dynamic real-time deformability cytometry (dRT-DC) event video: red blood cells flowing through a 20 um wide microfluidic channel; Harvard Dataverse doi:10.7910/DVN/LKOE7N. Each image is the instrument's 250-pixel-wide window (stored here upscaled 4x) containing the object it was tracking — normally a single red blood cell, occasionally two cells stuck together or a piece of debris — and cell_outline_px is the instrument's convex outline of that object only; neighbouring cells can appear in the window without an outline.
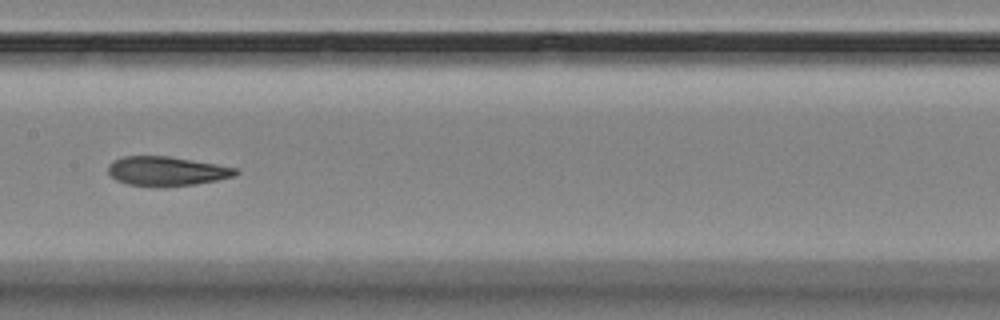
{"species": "Egyptian fruit bat (a non-hibernating species)", "species_latin": "Rousettus aegyptiacus", "temperature_condition": "room temperature", "stored_images_in_passage": 10, "camera_frame_rate_fps": 3000, "um_per_image_px": 0.085, "animal": {"sex": "female"}, "frame": {"image": 1, "passage_image": 7, "time_ms": 6.667, "image_size_px": [1000, 320], "cell_outline_px": [[240, 172], [236, 176], [196, 184], [164, 188], [156, 188], [128, 184], [116, 180], [108, 172], [108, 164], [112, 160], [124, 156], [168, 156], [216, 164], [236, 168]], "centroid_in_image_um": [14.15, 14.57], "position_along_channel_um": 193.3, "area_um2": 22.14}}
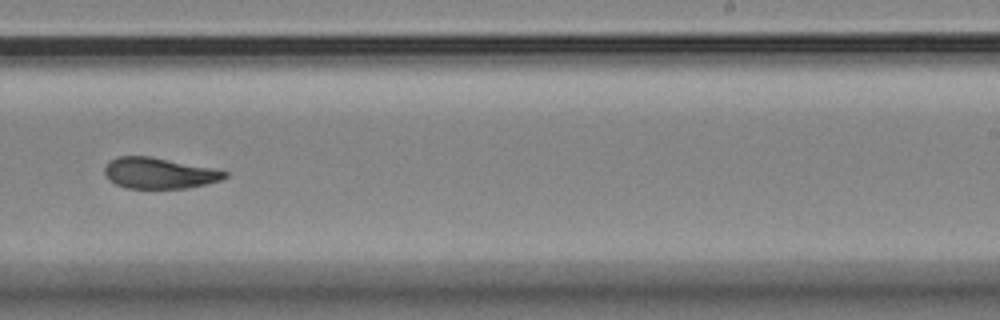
{"frame": {"image": 2, "passage_image": 9, "time_ms": 9.0, "image_size_px": [1000, 320], "cell_outline_px": [[228, 176], [220, 180], [188, 188], [128, 188], [116, 184], [108, 180], [104, 172], [104, 168], [108, 160], [120, 156], [148, 156], [212, 168], [228, 172]], "centroid_in_image_um": [13.48, 14.71], "position_along_channel_um": 275.5, "area_um2": 21.5}}
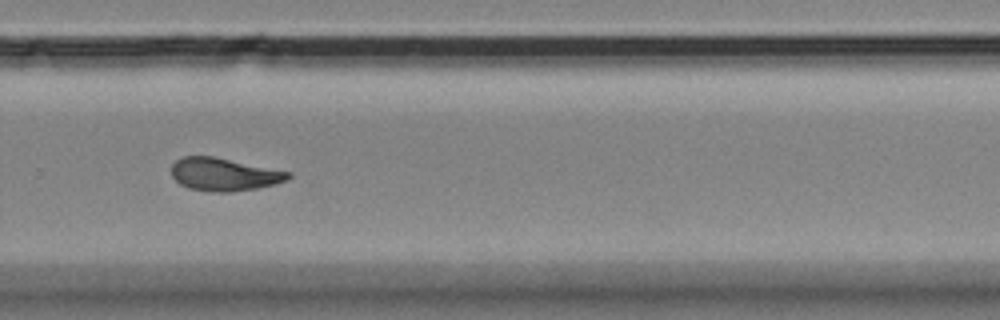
{"frame": {"image": 3, "passage_image": 10, "time_ms": 10.0, "image_size_px": [1000, 320], "cell_outline_px": [[292, 176], [288, 180], [276, 184], [256, 188], [228, 192], [212, 192], [188, 188], [180, 184], [172, 176], [172, 164], [176, 160], [184, 156], [212, 156], [292, 172]], "centroid_in_image_um": [19.06, 14.82], "position_along_channel_um": 310.7, "area_um2": 22.37}}